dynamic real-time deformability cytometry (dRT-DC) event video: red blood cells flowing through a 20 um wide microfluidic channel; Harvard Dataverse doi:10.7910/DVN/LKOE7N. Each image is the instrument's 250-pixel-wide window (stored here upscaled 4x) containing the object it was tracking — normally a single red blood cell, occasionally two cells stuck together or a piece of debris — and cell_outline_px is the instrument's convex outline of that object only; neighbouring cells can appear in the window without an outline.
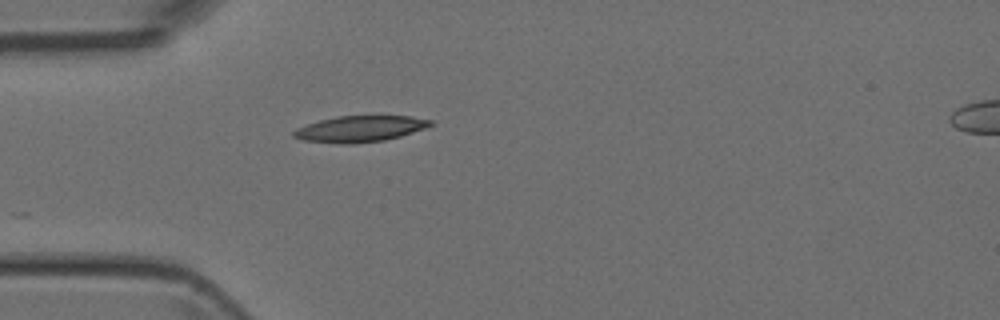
{"species": "Egyptian fruit bat (a non-hibernating species)", "species_latin": "Rousettus aegyptiacus", "temperature_condition": "room temperature", "stored_images_in_passage": 27, "camera_frame_rate_fps": 3000, "um_per_image_px": 0.085, "animal": {"sex": "female"}, "frame": {"image": 1, "passage_image": 1, "time_ms": 0.0, "image_size_px": [1000, 320], "cell_outline_px": [[432, 124], [424, 128], [400, 136], [384, 140], [352, 144], [344, 144], [304, 140], [292, 136], [292, 132], [296, 128], [320, 120], [336, 116], [412, 116], [432, 120]], "centroid_in_image_um": [30.57, 10.95], "position_along_channel_um": 54.4, "area_um2": 20.63}}
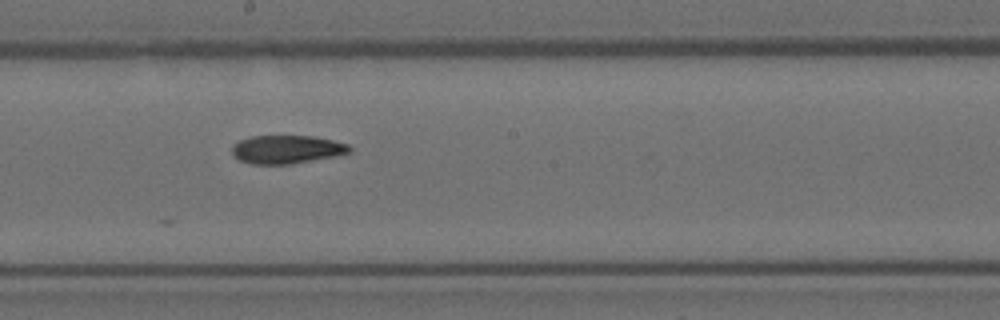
{"frame": {"image": 2, "passage_image": 14, "time_ms": 4.333, "image_size_px": [1000, 320], "cell_outline_px": [[352, 148], [348, 152], [332, 156], [292, 164], [252, 164], [240, 160], [232, 152], [232, 148], [240, 140], [252, 136], [312, 136], [332, 140], [348, 144]], "centroid_in_image_um": [24.37, 12.69], "position_along_channel_um": 223.8, "area_um2": 19.02}}
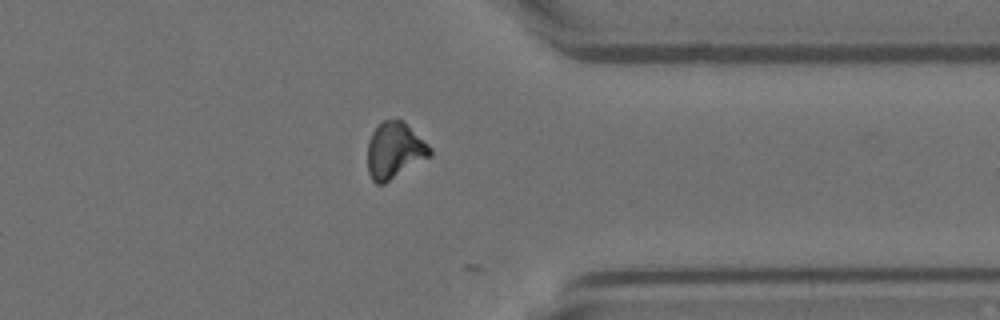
{"frame": {"image": 3, "passage_image": 26, "time_ms": 8.333, "image_size_px": [1000, 320], "cell_outline_px": [[432, 156], [384, 184], [376, 184], [372, 180], [368, 172], [368, 140], [372, 132], [384, 120], [400, 120], [428, 144], [432, 148]], "centroid_in_image_um": [33.54, 12.84], "position_along_channel_um": 377.9, "area_um2": 20.29}}